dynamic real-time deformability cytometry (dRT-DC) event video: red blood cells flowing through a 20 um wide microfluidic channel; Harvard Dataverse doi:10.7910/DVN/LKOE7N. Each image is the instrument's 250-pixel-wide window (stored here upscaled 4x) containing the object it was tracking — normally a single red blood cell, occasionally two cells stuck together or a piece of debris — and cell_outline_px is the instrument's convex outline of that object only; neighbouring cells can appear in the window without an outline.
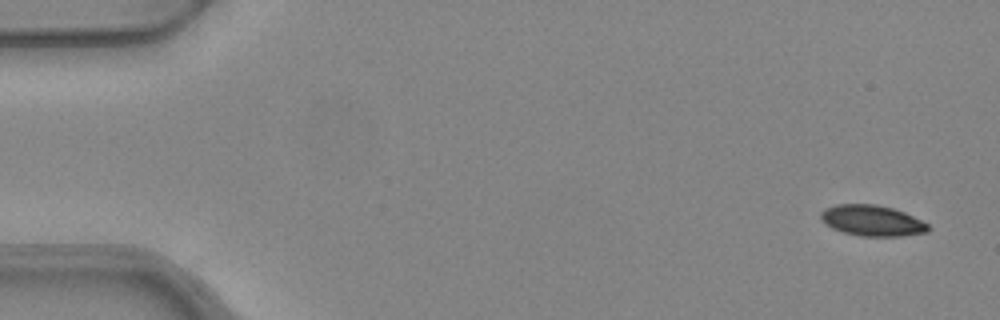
{"species": "common noctule bat (a hibernating species)", "species_latin": "Nyctalus noctula", "temperature_condition": "warm", "stored_images_in_passage": 53, "camera_frame_rate_fps": 3000, "um_per_image_px": 0.085, "animal": {"sex": "female", "body_mass_g": 24.6, "forearm_length_mm": 56.2}, "frame": {"image": 1, "passage_image": 2, "time_ms": 0.333, "image_size_px": [1000, 320], "cell_outline_px": [[928, 232], [900, 236], [860, 236], [844, 232], [832, 228], [820, 220], [820, 212], [824, 208], [836, 204], [876, 204], [892, 208], [904, 212], [928, 224]], "centroid_in_image_um": [74.08, 18.74], "position_along_channel_um": 10.9, "area_um2": 19.25}}
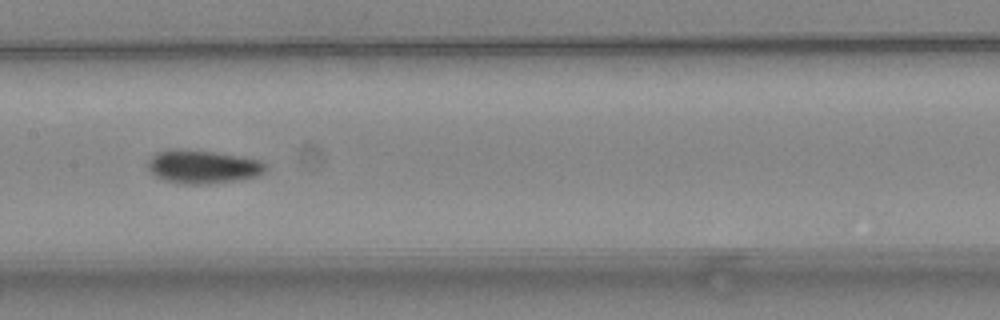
{"frame": {"image": 2, "passage_image": 26, "time_ms": 8.333, "image_size_px": [1000, 320], "cell_outline_px": [[268, 168], [264, 172], [256, 176], [244, 180], [208, 184], [184, 184], [164, 180], [148, 172], [148, 160], [156, 152], [176, 148], [212, 152], [244, 156], [260, 160]], "centroid_in_image_um": [17.25, 14.18], "position_along_channel_um": 190.2, "area_um2": 23.24}}
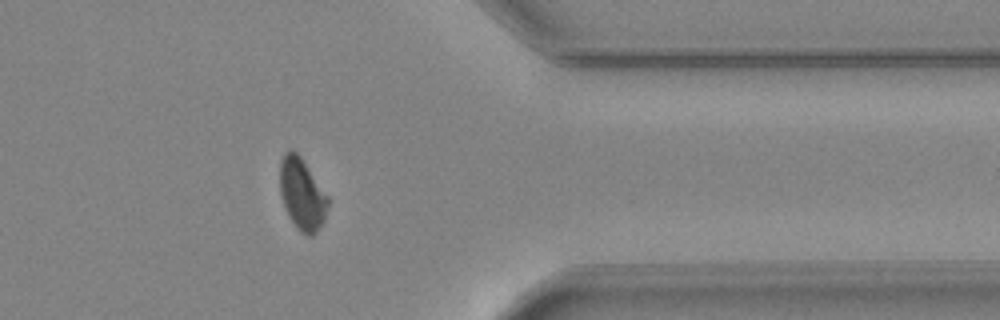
{"frame": {"image": 3, "passage_image": 42, "time_ms": 13.667, "image_size_px": [1000, 320], "cell_outline_px": [[328, 204], [324, 220], [316, 232], [312, 236], [308, 236], [300, 232], [296, 228], [284, 208], [280, 192], [280, 160], [284, 152], [288, 148], [292, 148], [300, 156], [328, 196]], "centroid_in_image_um": [25.65, 16.49], "position_along_channel_um": 385.8, "area_um2": 20.11}, "authors_computed_cell_mechanics": {"area_um2": 20.9814, "velocity_mm_per_s": 3.9594, "shape_relaxation_time_tau1_ms": 7.9232, "shape_relaxation_time_tau2_ms": 2.544, "deformation_change_tau1": 0.1713, "deformation_change_tau2": 0.0694}}